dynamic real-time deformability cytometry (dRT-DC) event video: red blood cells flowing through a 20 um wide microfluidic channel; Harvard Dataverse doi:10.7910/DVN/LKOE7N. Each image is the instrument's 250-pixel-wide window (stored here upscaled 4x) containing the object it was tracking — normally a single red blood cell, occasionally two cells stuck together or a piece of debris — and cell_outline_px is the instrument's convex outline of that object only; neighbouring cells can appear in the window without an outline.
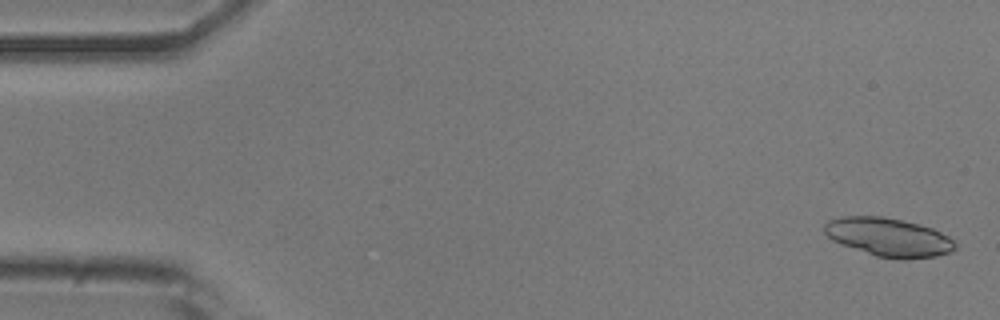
{"species": "common noctule bat (a hibernating species)", "species_latin": "Nyctalus noctula", "temperature_condition": "room temperature", "stored_images_in_passage": 25, "camera_frame_rate_fps": 3000, "um_per_image_px": 0.085, "animal": {"sex": "male", "body_mass_g": 20.5, "forearm_length_mm": 52.5}, "frame": {"image": 1, "passage_image": 2, "time_ms": 0.333, "image_size_px": [1000, 320], "cell_outline_px": [[956, 248], [948, 252], [936, 256], [908, 260], [900, 260], [876, 256], [840, 244], [832, 240], [824, 232], [824, 224], [828, 220], [840, 216], [884, 216], [904, 220], [920, 224], [932, 228], [948, 236], [956, 244]], "centroid_in_image_um": [75.51, 20.16], "position_along_channel_um": 9.5, "area_um2": 29.65}}
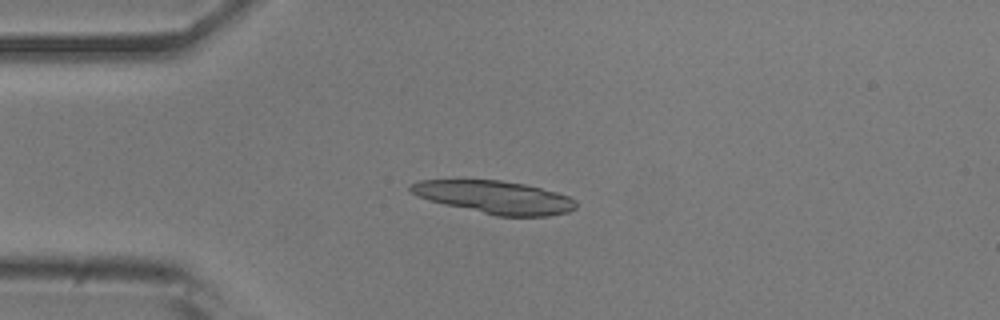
{"frame": {"image": 2, "passage_image": 13, "time_ms": 4.0, "image_size_px": [1000, 320], "cell_outline_px": [[576, 208], [568, 212], [548, 216], [496, 216], [444, 204], [428, 200], [412, 192], [408, 188], [412, 184], [420, 180], [500, 180], [524, 184], [556, 192], [568, 196], [576, 200]], "centroid_in_image_um": [42.08, 16.77], "position_along_channel_um": 42.9, "area_um2": 31.39}}